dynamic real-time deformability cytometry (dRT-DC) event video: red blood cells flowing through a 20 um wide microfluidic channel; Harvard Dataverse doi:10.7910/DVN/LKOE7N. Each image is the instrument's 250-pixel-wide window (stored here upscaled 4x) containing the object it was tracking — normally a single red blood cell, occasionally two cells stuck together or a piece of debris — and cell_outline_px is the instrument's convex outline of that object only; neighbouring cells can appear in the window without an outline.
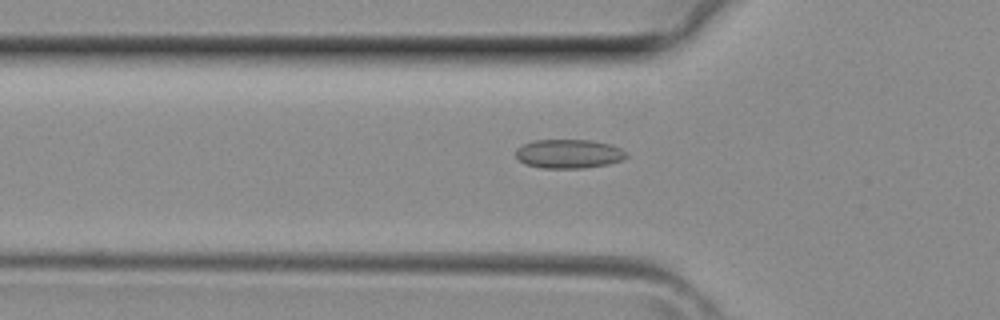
{"species": "common noctule bat (a hibernating species)", "species_latin": "Nyctalus noctula", "temperature_condition": "room temperature", "stored_images_in_passage": 32, "camera_frame_rate_fps": 3000, "um_per_image_px": 0.085, "animal": {"sex": "female", "body_mass_g": 29.2, "forearm_length_mm": 56.3}, "frame": {"image": 1, "passage_image": 6, "time_ms": 1.667, "image_size_px": [1000, 320], "cell_outline_px": [[628, 156], [624, 160], [608, 164], [584, 168], [540, 168], [524, 164], [516, 156], [516, 148], [532, 140], [588, 140], [612, 144], [628, 152]], "centroid_in_image_um": [48.37, 13.07], "position_along_channel_um": 77.4, "area_um2": 18.9}}
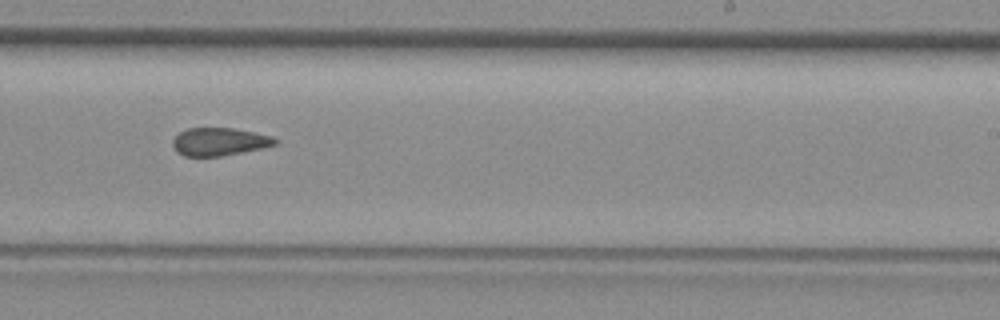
{"frame": {"image": 2, "passage_image": 17, "time_ms": 5.333, "image_size_px": [1000, 320], "cell_outline_px": [[276, 144], [260, 148], [220, 156], [184, 156], [176, 152], [172, 144], [172, 140], [180, 132], [188, 128], [236, 128], [272, 136], [276, 140]], "centroid_in_image_um": [18.6, 12.03], "position_along_channel_um": 270.4, "area_um2": 16.47}}
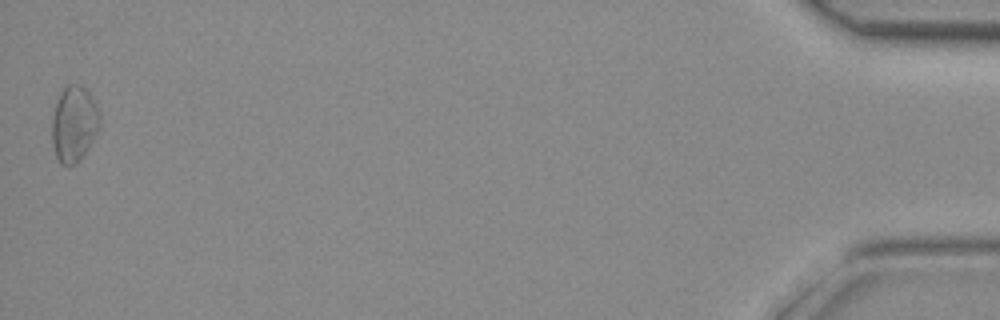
{"frame": {"image": 3, "passage_image": 32, "time_ms": 10.333, "image_size_px": [1000, 320], "cell_outline_px": [[100, 128], [88, 148], [80, 160], [76, 164], [68, 168], [60, 164], [56, 156], [52, 140], [52, 116], [60, 92], [68, 84], [80, 84], [92, 96], [96, 104], [100, 116]], "centroid_in_image_um": [6.3, 10.56], "position_along_channel_um": 428.9, "area_um2": 21.39}}